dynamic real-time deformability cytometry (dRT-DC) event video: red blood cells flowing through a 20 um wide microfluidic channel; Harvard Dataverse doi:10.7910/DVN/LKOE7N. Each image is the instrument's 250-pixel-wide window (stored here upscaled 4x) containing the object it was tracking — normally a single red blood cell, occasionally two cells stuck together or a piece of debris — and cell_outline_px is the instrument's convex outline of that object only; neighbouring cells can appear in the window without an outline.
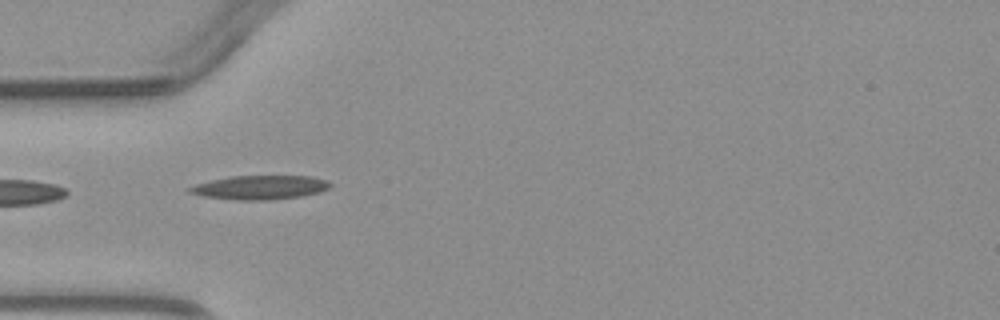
{"species": "common noctule bat (a hibernating species)", "species_latin": "Nyctalus noctula", "temperature_condition": "warm", "stored_images_in_passage": 1, "camera_frame_rate_fps": 3000, "um_per_image_px": 0.085, "animal": {"sex": "male", "body_mass_g": 23.1, "forearm_length_mm": 52.7}, "frame": {"image": 1, "passage_image": 1, "time_ms": 0.0, "image_size_px": [1000, 320], "cell_outline_px": [[332, 184], [328, 188], [320, 192], [300, 196], [268, 200], [236, 200], [204, 196], [188, 192], [188, 188], [196, 184], [212, 180], [232, 176], [312, 176], [324, 180]], "centroid_in_image_um": [22.1, 15.93], "position_along_channel_um": 62.9, "area_um2": 19.42}}